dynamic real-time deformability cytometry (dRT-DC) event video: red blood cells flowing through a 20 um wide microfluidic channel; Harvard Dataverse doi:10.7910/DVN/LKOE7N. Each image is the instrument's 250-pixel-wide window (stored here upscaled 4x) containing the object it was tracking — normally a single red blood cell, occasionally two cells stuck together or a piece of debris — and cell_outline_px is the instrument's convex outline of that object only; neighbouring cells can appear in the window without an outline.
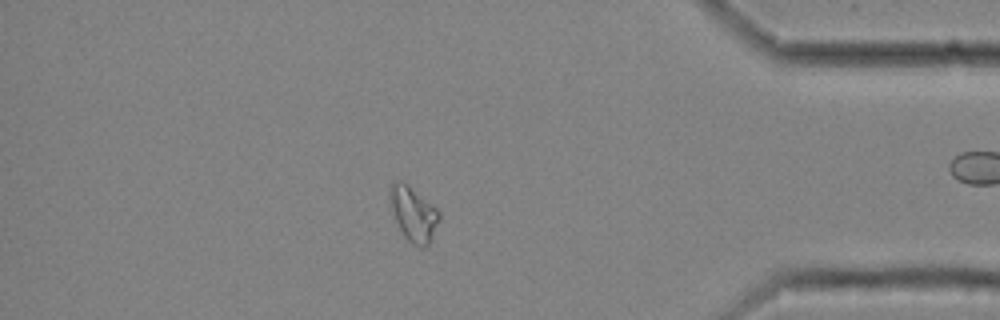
{"species": "common noctule bat (a hibernating species)", "species_latin": "Nyctalus noctula", "temperature_condition": "cold", "stored_images_in_passage": 45, "camera_frame_rate_fps": 3000, "um_per_image_px": 0.085, "animal": {"sex": "female", "body_mass_g": 25.1}, "frame": {"image": 1, "passage_image": 37, "time_ms": 12.0, "image_size_px": [1000, 320], "cell_outline_px": [[440, 220], [428, 244], [424, 248], [420, 248], [412, 244], [404, 236], [396, 220], [388, 200], [388, 184], [392, 180], [400, 180], [408, 184], [436, 208], [440, 212]], "centroid_in_image_um": [35.1, 18.13], "position_along_channel_um": 400.1, "area_um2": 15.9}}